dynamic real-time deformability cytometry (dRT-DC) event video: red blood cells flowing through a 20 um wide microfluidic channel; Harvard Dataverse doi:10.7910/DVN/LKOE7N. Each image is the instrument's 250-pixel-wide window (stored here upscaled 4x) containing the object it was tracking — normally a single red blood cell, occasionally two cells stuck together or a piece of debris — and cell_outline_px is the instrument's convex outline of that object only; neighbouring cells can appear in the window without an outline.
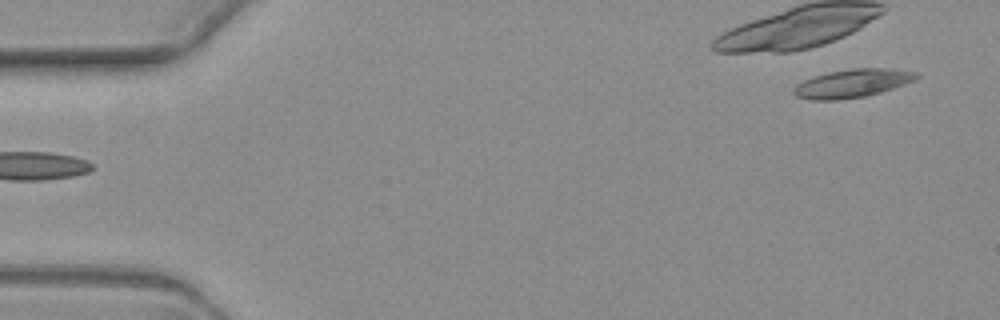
{"species": "common noctule bat (a hibernating species)", "species_latin": "Nyctalus noctula", "temperature_condition": "warm", "stored_images_in_passage": 5, "segment_of_instrument_passage": [2, 2], "camera_frame_rate_fps": 3000, "um_per_image_px": 0.085, "animal": {"sex": "female", "body_mass_g": 19.3, "forearm_length_mm": 54.1}, "frame": {"image": 1, "passage_image": 5, "time_ms": 6.0, "image_size_px": [1000, 320], "cell_outline_px": [[920, 76], [916, 80], [880, 92], [864, 96], [836, 100], [808, 100], [796, 96], [792, 92], [792, 88], [796, 84], [804, 80], [828, 72], [852, 68], [892, 68], [920, 72]], "centroid_in_image_um": [72.46, 7.07], "position_along_channel_um": 12.5, "area_um2": 20.4}}